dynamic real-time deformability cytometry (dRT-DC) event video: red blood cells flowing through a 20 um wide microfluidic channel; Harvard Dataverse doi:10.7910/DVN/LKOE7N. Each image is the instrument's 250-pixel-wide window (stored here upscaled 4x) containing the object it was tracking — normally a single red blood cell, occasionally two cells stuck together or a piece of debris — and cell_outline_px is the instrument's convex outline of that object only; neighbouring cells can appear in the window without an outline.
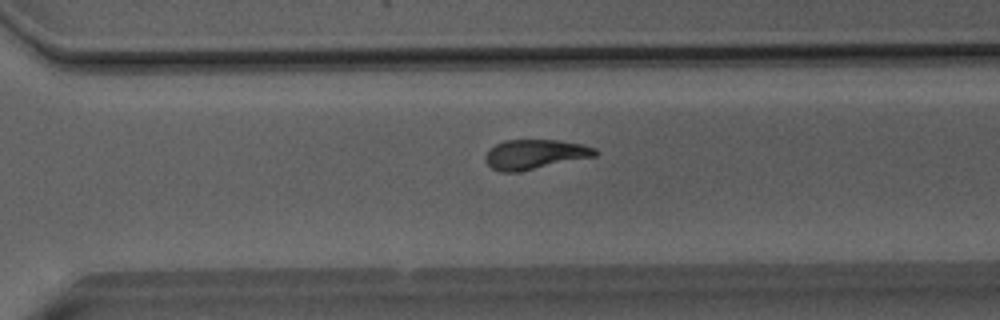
{"species": "Egyptian fruit bat (a non-hibernating species)", "species_latin": "Rousettus aegyptiacus", "temperature_condition": "room temperature", "stored_images_in_passage": 45, "camera_frame_rate_fps": 3000, "um_per_image_px": 0.085, "animal": {"sex": "male"}, "frame": {"image": 1, "passage_image": 30, "time_ms": 9.667, "image_size_px": [1000, 320], "cell_outline_px": [[600, 152], [596, 156], [520, 172], [500, 172], [492, 168], [484, 160], [484, 156], [488, 148], [504, 140], [560, 140], [580, 144], [596, 148]], "centroid_in_image_um": [45.45, 13.12], "position_along_channel_um": 325.1, "area_um2": 19.25}}
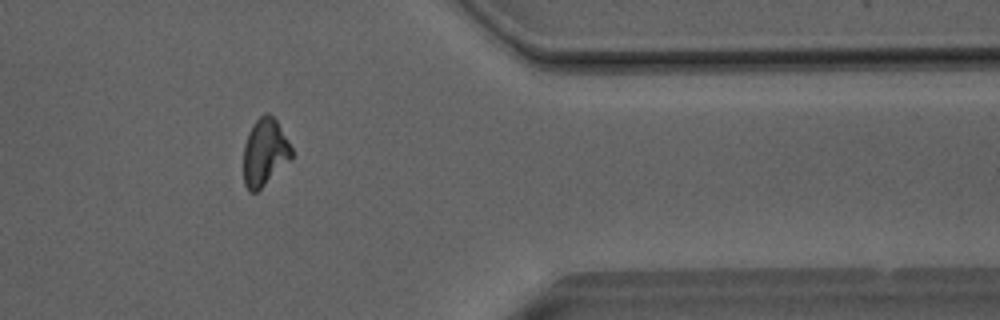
{"frame": {"image": 2, "passage_image": 36, "time_ms": 11.667, "image_size_px": [1000, 320], "cell_outline_px": [[292, 156], [256, 192], [248, 192], [244, 184], [244, 144], [248, 132], [252, 124], [264, 112], [268, 112], [276, 120], [292, 148]], "centroid_in_image_um": [22.46, 12.91], "position_along_channel_um": 388.9, "area_um2": 18.44}}
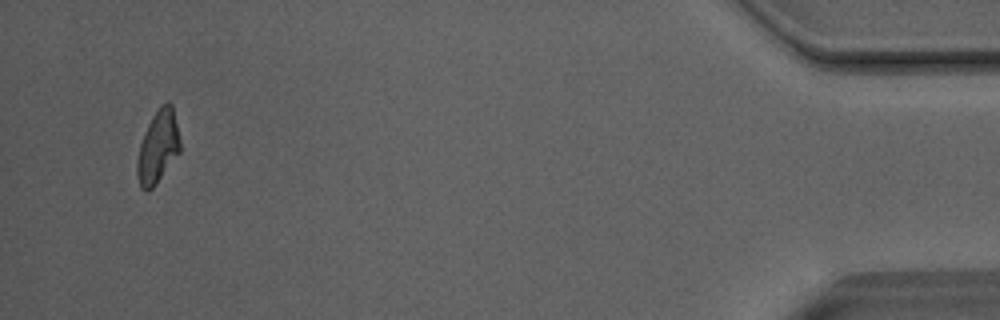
{"frame": {"image": 3, "passage_image": 43, "time_ms": 14.0, "image_size_px": [1000, 320], "cell_outline_px": [[180, 152], [156, 184], [148, 192], [144, 192], [140, 188], [136, 176], [136, 164], [140, 144], [148, 124], [152, 116], [160, 104], [168, 100], [172, 104], [180, 140]], "centroid_in_image_um": [13.41, 12.5], "position_along_channel_um": 421.8, "area_um2": 18.38}}